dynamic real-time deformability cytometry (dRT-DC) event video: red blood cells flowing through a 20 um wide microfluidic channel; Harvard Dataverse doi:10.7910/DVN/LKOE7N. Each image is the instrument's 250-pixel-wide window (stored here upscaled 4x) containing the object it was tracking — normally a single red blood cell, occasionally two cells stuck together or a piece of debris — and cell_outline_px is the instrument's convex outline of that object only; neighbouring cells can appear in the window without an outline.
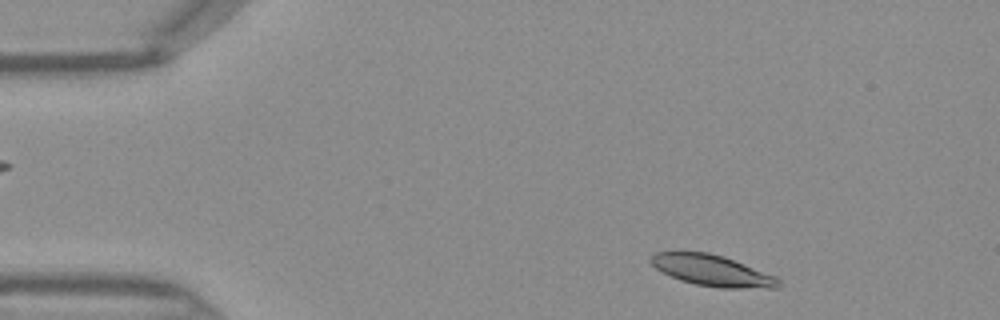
{"species": "Egyptian fruit bat (a non-hibernating species)", "species_latin": "Rousettus aegyptiacus", "temperature_condition": "warm", "stored_images_in_passage": 41, "camera_frame_rate_fps": 3000, "um_per_image_px": 0.085, "frame": {"image": 1, "passage_image": 2, "time_ms": 0.333, "image_size_px": [1000, 320], "cell_outline_px": [[780, 288], [720, 288], [696, 284], [680, 280], [656, 268], [648, 260], [656, 252], [708, 252], [724, 256], [776, 276], [780, 280]], "centroid_in_image_um": [60.57, 23.0], "position_along_channel_um": 24.4, "area_um2": 23.0}}
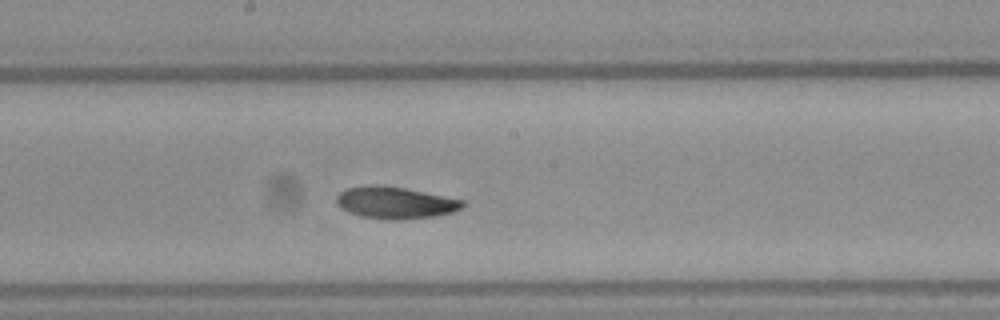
{"frame": {"image": 2, "passage_image": 20, "time_ms": 6.333, "image_size_px": [1000, 320], "cell_outline_px": [[464, 204], [460, 208], [452, 212], [436, 216], [404, 220], [388, 220], [360, 216], [348, 212], [336, 200], [336, 196], [340, 192], [348, 188], [372, 184], [380, 184], [404, 188], [464, 200]], "centroid_in_image_um": [33.59, 17.23], "position_along_channel_um": 214.6, "area_um2": 23.35}}
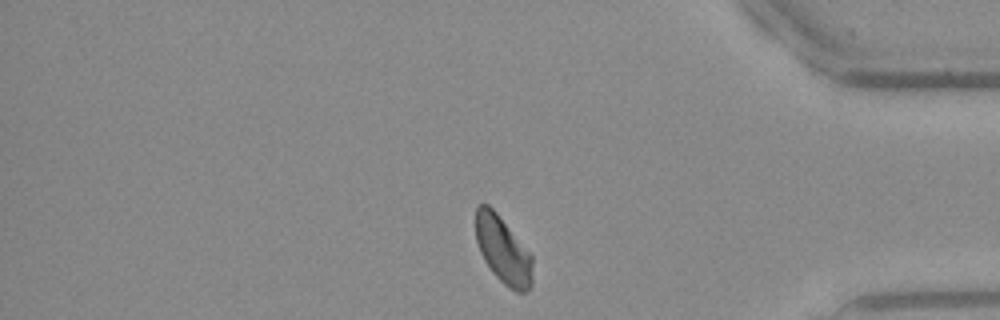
{"frame": {"image": 3, "passage_image": 34, "time_ms": 11.0, "image_size_px": [1000, 320], "cell_outline_px": [[532, 284], [524, 292], [516, 292], [508, 288], [492, 272], [484, 260], [480, 252], [476, 240], [476, 208], [480, 204], [488, 204], [496, 212], [532, 256]], "centroid_in_image_um": [42.74, 21.28], "position_along_channel_um": 392.5, "area_um2": 21.91}}